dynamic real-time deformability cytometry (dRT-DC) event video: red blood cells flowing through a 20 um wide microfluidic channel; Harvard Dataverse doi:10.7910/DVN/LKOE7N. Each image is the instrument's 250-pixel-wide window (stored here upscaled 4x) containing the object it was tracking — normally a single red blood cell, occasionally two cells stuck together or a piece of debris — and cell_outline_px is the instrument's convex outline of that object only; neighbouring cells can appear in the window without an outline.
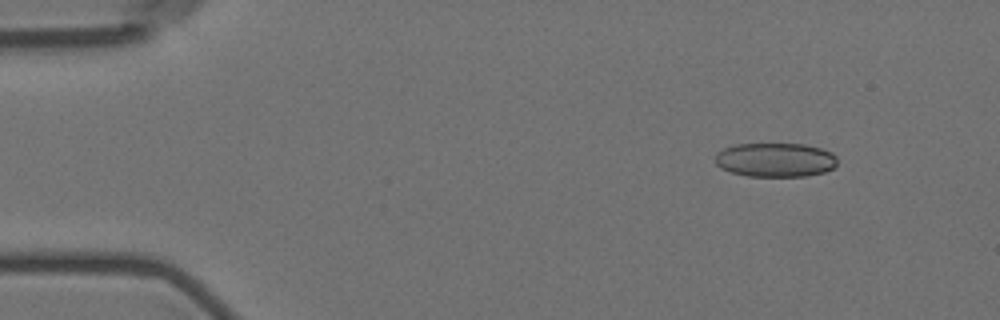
{"species": "Egyptian fruit bat (a non-hibernating species)", "species_latin": "Rousettus aegyptiacus", "temperature_condition": "room temperature", "stored_images_in_passage": 4, "camera_frame_rate_fps": 3000, "um_per_image_px": 0.085, "animal": {"sex": "female"}, "frame": {"image": 1, "passage_image": 1, "time_ms": 0.0, "image_size_px": [1000, 320], "cell_outline_px": [[836, 164], [832, 168], [824, 172], [804, 176], [748, 176], [732, 172], [720, 168], [716, 164], [716, 152], [732, 144], [804, 144], [820, 148], [832, 152], [836, 156]], "centroid_in_image_um": [65.88, 13.58], "position_along_channel_um": 19.1, "area_um2": 24.28}}
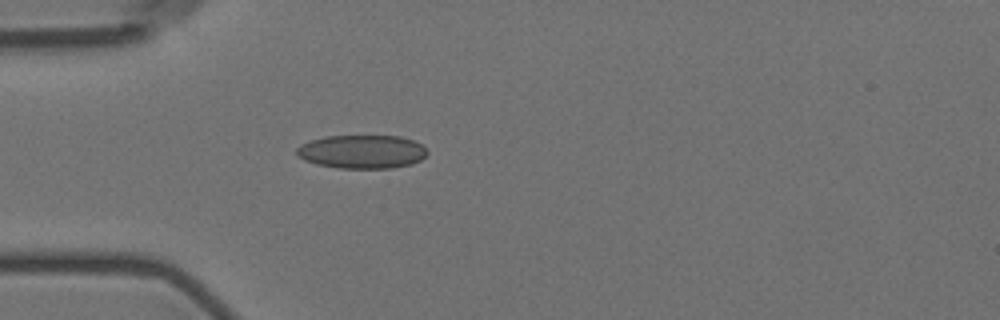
{"frame": {"image": 2, "passage_image": 4, "time_ms": 3.333, "image_size_px": [1000, 320], "cell_outline_px": [[428, 152], [420, 160], [412, 164], [392, 168], [340, 168], [316, 164], [304, 160], [296, 156], [296, 148], [300, 144], [324, 136], [400, 136], [412, 140], [420, 144]], "centroid_in_image_um": [30.73, 12.9], "position_along_channel_um": 54.3, "area_um2": 25.55}}